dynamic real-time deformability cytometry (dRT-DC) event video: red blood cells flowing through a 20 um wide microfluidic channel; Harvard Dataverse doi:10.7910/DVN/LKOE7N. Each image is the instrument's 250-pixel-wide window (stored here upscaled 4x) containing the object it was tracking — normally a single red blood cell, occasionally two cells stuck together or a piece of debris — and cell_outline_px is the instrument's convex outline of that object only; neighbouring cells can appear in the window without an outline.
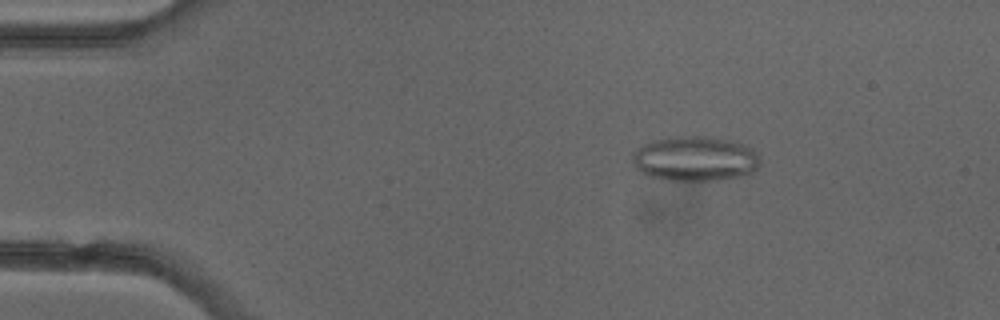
{"species": "common noctule bat (a hibernating species)", "species_latin": "Nyctalus noctula", "temperature_condition": "cold", "stored_images_in_passage": 5, "camera_frame_rate_fps": 3000, "um_per_image_px": 0.085, "animal": {"sex": "female"}, "frame": {"image": 1, "passage_image": 3, "time_ms": 2.333, "image_size_px": [1000, 320], "cell_outline_px": [[760, 164], [752, 172], [736, 176], [716, 180], [668, 180], [648, 176], [636, 168], [632, 160], [632, 152], [636, 148], [652, 140], [668, 136], [704, 136], [736, 140], [752, 148], [760, 156]], "centroid_in_image_um": [59.06, 13.46], "position_along_channel_um": 25.9, "area_um2": 33.7}}